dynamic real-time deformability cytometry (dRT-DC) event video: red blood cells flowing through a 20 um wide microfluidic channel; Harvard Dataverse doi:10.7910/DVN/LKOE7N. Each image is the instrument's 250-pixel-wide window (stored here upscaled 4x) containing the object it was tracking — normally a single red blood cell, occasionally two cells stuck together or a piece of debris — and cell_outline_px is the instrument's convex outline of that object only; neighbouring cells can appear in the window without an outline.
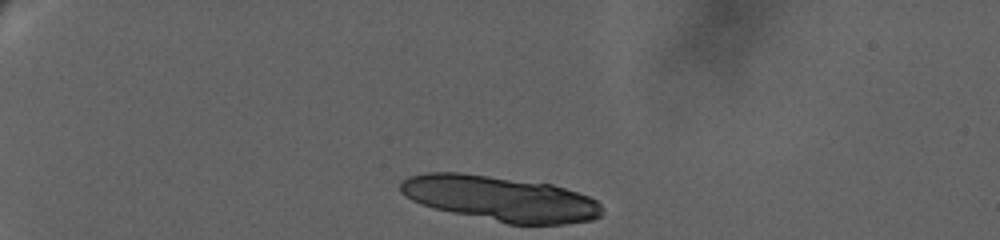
{"species": "human", "species_latin": "Homo sapiens", "temperature_condition": "warm", "stored_images_in_passage": 18, "segment_of_instrument_passage": [1, 2], "camera_frame_rate_fps": 3000, "um_per_image_px": 0.085, "donor": {"sex": "female"}, "frame": {"image": 1, "passage_image": 1, "time_ms": 0.0, "image_size_px": [1000, 240], "cell_outline_px": [[600, 216], [592, 220], [568, 224], [508, 224], [452, 212], [420, 204], [404, 196], [400, 192], [400, 180], [408, 176], [424, 172], [460, 172], [552, 184], [588, 196], [596, 200], [600, 204]], "centroid_in_image_um": [42.48, 16.87], "position_along_channel_um": 42.5, "area_um2": 53.06}}